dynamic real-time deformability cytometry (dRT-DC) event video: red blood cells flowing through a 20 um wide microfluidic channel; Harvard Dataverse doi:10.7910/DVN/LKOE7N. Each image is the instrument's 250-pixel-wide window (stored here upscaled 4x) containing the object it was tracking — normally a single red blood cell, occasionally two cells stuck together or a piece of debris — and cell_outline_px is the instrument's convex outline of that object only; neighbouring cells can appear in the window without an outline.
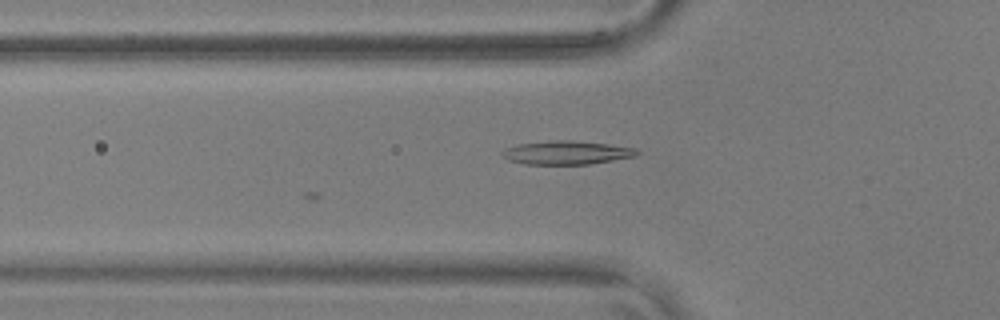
{"species": "common noctule bat (a hibernating species)", "species_latin": "Nyctalus noctula", "temperature_condition": "warm", "stored_images_in_passage": 3, "camera_frame_rate_fps": 3000, "um_per_image_px": 0.085, "animal": {"sex": "male", "body_mass_g": 17.9, "forearm_length_mm": 54.2}, "frame": {"image": 1, "passage_image": 3, "time_ms": 0.667, "image_size_px": [1000, 320], "cell_outline_px": [[640, 152], [636, 156], [588, 164], [524, 164], [508, 160], [500, 152], [504, 148], [520, 144], [548, 140], [572, 140], [608, 144], [636, 148]], "centroid_in_image_um": [48.15, 12.97], "position_along_channel_um": 77.7, "area_um2": 18.5}}